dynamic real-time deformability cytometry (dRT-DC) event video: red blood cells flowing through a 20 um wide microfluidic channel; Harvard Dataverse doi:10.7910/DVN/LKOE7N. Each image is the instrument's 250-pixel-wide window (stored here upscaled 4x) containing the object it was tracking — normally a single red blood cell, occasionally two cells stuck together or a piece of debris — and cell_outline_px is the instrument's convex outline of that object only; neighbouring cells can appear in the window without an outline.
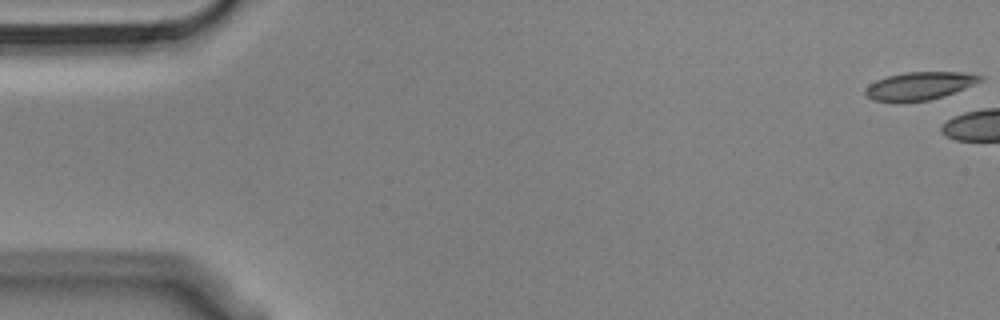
{"species": "Egyptian fruit bat (a non-hibernating species)", "species_latin": "Rousettus aegyptiacus", "temperature_condition": "cold", "stored_images_in_passage": 7, "camera_frame_rate_fps": 3000, "um_per_image_px": 0.085, "animal": {"sex": "male"}, "frame": {"image": 1, "passage_image": 1, "time_ms": 0.0, "image_size_px": [1000, 320], "cell_outline_px": [[984, 80], [944, 96], [928, 100], [904, 104], [896, 104], [872, 100], [864, 92], [864, 88], [868, 84], [876, 80], [888, 76], [904, 72], [960, 72], [984, 76]], "centroid_in_image_um": [78.09, 7.33], "position_along_channel_um": 6.9, "area_um2": 19.19}}